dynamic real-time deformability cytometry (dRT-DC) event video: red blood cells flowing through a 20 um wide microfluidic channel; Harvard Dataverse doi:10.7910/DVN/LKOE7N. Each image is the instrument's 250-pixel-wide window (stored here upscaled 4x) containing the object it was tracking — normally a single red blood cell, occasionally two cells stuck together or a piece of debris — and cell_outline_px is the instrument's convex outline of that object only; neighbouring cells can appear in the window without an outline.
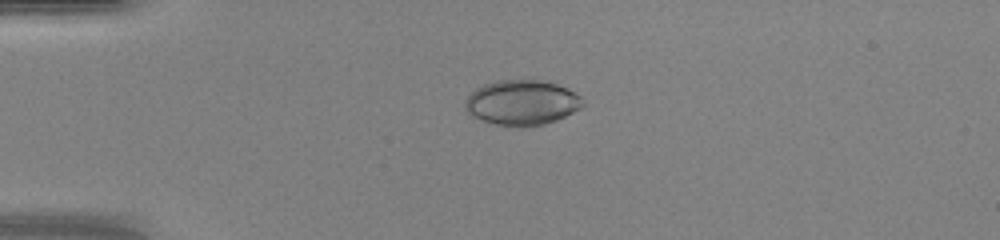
{"species": "human", "species_latin": "Homo sapiens", "temperature_condition": "warm", "stored_images_in_passage": 36, "camera_frame_rate_fps": 3000, "um_per_image_px": 0.085, "donor": {"sex": "female"}, "frame": {"image": 1, "passage_image": 1, "time_ms": 0.0, "image_size_px": [1000, 240], "cell_outline_px": [[584, 104], [580, 108], [556, 120], [544, 124], [524, 128], [520, 128], [496, 124], [480, 120], [472, 116], [464, 108], [464, 100], [476, 88], [484, 84], [496, 80], [524, 76], [548, 80], [568, 88], [576, 92], [584, 100]], "centroid_in_image_um": [44.36, 8.67], "position_along_channel_um": 40.6, "area_um2": 32.14}}
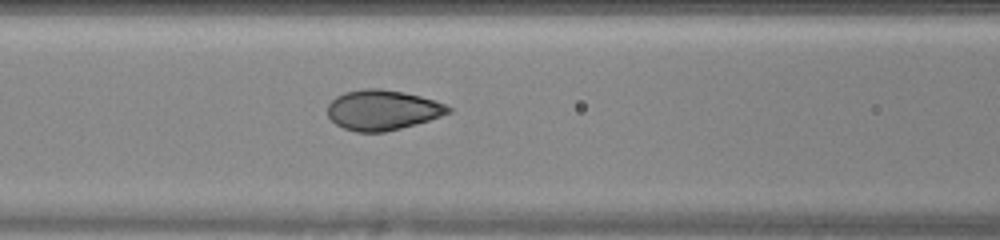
{"frame": {"image": 2, "passage_image": 10, "time_ms": 3.0, "image_size_px": [1000, 240], "cell_outline_px": [[452, 112], [416, 124], [384, 132], [356, 132], [344, 128], [336, 124], [328, 116], [328, 104], [336, 96], [344, 92], [364, 88], [380, 88], [404, 92], [420, 96], [444, 104], [452, 108]], "centroid_in_image_um": [32.49, 9.34], "position_along_channel_um": 134.1, "area_um2": 28.15}}
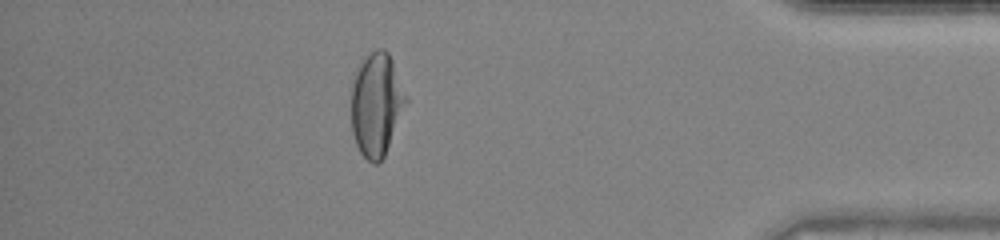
{"frame": {"image": 3, "passage_image": 31, "time_ms": 10.0, "image_size_px": [1000, 240], "cell_outline_px": [[408, 100], [384, 156], [376, 164], [372, 164], [360, 152], [356, 144], [352, 132], [352, 84], [356, 72], [360, 64], [376, 48], [384, 48], [388, 52], [392, 60], [408, 96]], "centroid_in_image_um": [32.01, 8.87], "position_along_channel_um": 403.2, "area_um2": 32.6}, "authors_computed_cell_mechanics": {"area_um2": 30.8363, "velocity_mm_per_s": 4.3663, "shape_relaxation_time_tau1_ms": 3.5883, "shape_relaxation_time_tau2_ms": null, "deformation_change_tau1": 0.1548, "deformation_change_tau2": null}}